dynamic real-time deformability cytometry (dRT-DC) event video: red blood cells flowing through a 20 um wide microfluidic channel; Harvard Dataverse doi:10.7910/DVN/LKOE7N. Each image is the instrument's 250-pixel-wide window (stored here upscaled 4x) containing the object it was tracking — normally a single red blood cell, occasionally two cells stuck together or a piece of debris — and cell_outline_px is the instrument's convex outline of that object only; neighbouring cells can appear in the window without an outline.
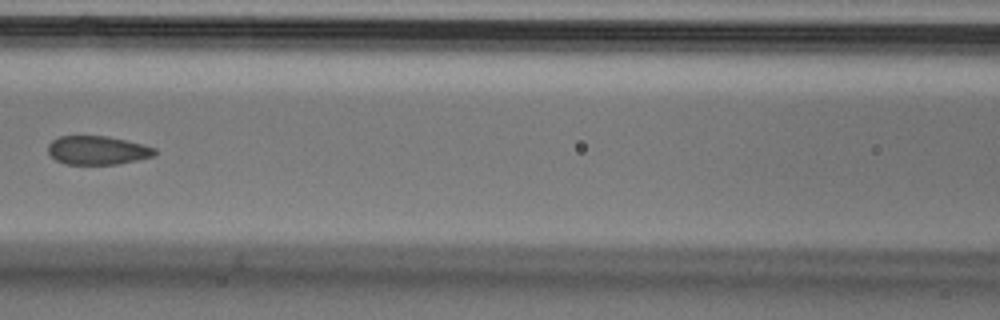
{"species": "Egyptian fruit bat (a non-hibernating species)", "species_latin": "Rousettus aegyptiacus", "temperature_condition": "cold", "stored_images_in_passage": 7, "camera_frame_rate_fps": 3000, "um_per_image_px": 0.085, "animal": {"sex": "male"}, "frame": {"image": 1, "passage_image": 6, "time_ms": 1.667, "image_size_px": [1000, 320], "cell_outline_px": [[156, 156], [120, 164], [64, 164], [56, 160], [48, 152], [48, 144], [52, 140], [60, 136], [108, 136], [156, 148]], "centroid_in_image_um": [8.29, 12.78], "position_along_channel_um": 158.3, "area_um2": 17.86}}
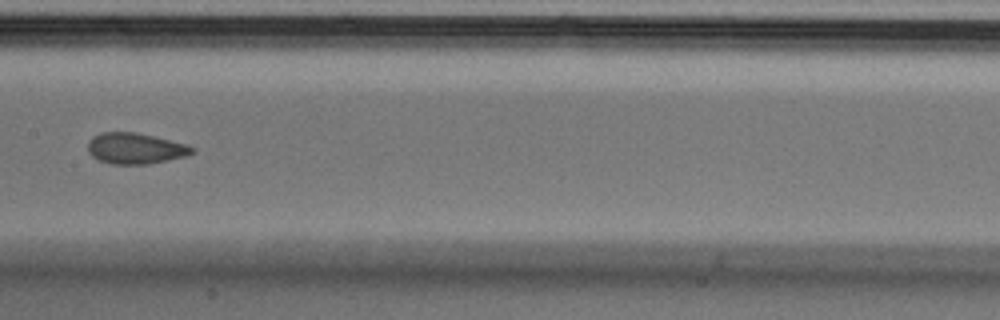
{"frame": {"image": 2, "passage_image": 7, "time_ms": 2.0, "image_size_px": [1000, 320], "cell_outline_px": [[196, 152], [184, 156], [168, 160], [148, 164], [112, 164], [100, 160], [92, 156], [88, 152], [88, 140], [92, 136], [100, 132], [136, 132], [188, 144], [196, 148]], "centroid_in_image_um": [11.51, 12.6], "position_along_channel_um": 195.9, "area_um2": 18.96}}